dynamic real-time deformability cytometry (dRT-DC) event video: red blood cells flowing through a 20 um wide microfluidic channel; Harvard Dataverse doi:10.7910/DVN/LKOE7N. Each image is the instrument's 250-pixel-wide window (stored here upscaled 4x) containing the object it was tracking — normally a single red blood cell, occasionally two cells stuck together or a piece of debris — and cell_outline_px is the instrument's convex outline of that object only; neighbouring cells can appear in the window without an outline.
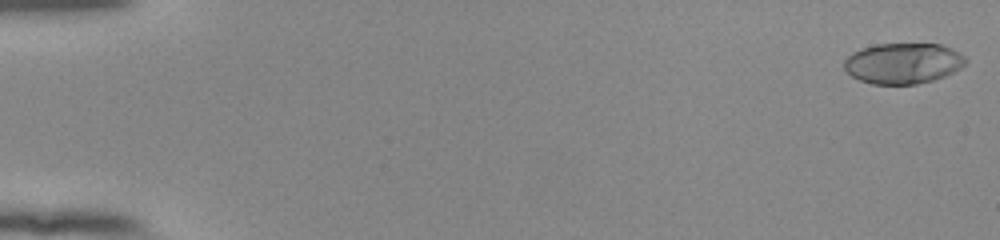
{"species": "human", "species_latin": "Homo sapiens", "temperature_condition": "room temperature", "stored_images_in_passage": 54, "camera_frame_rate_fps": 3000, "um_per_image_px": 0.085, "donor": {"sex": "female"}, "frame": {"image": 1, "passage_image": 1, "time_ms": 0.0, "image_size_px": [1000, 240], "cell_outline_px": [[968, 60], [960, 68], [944, 76], [932, 80], [916, 84], [872, 84], [860, 80], [852, 76], [844, 68], [844, 60], [852, 52], [860, 48], [876, 44], [940, 44], [952, 48], [964, 56]], "centroid_in_image_um": [76.74, 5.37], "position_along_channel_um": 8.3, "area_um2": 28.78}}
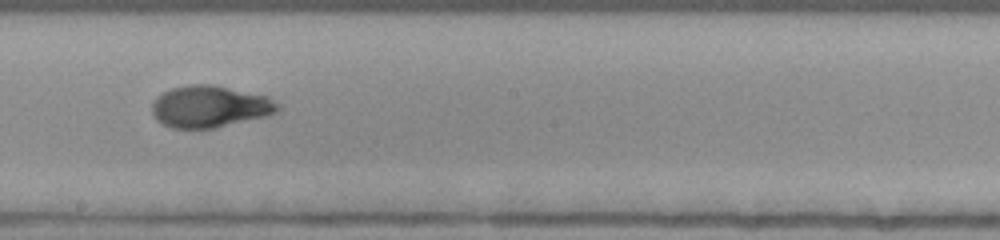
{"frame": {"image": 2, "passage_image": 32, "time_ms": 10.333, "image_size_px": [1000, 240], "cell_outline_px": [[280, 108], [276, 112], [268, 116], [216, 128], [172, 128], [156, 120], [152, 112], [152, 104], [156, 96], [172, 88], [192, 84], [212, 84], [268, 96], [280, 104]], "centroid_in_image_um": [17.86, 9.06], "position_along_channel_um": 230.3, "area_um2": 30.81}}
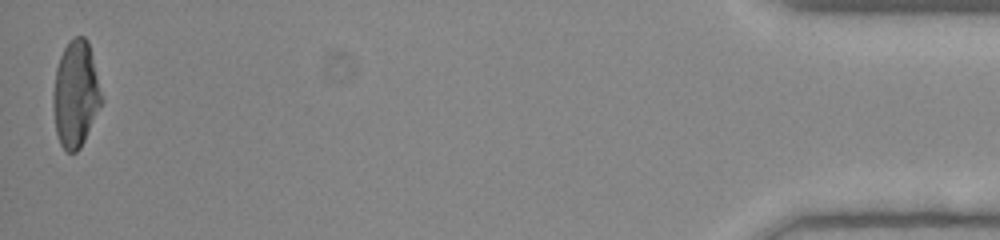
{"frame": {"image": 3, "passage_image": 54, "time_ms": 17.667, "image_size_px": [1000, 240], "cell_outline_px": [[104, 100], [80, 148], [76, 152], [68, 152], [60, 144], [56, 132], [52, 108], [52, 92], [56, 68], [60, 56], [68, 40], [76, 36], [84, 36], [88, 40], [104, 96]], "centroid_in_image_um": [6.44, 7.97], "position_along_channel_um": 428.8, "area_um2": 30.52}, "authors_computed_cell_mechanics": {"area_um2": 29.8248, "velocity_mm_per_s": 3.8647, "shape_relaxation_time_tau1_ms": 4.9802, "shape_relaxation_time_tau2_ms": 0.9315, "deformation_change_tau1": 0.2452, "deformation_change_tau2": 0.0545}}